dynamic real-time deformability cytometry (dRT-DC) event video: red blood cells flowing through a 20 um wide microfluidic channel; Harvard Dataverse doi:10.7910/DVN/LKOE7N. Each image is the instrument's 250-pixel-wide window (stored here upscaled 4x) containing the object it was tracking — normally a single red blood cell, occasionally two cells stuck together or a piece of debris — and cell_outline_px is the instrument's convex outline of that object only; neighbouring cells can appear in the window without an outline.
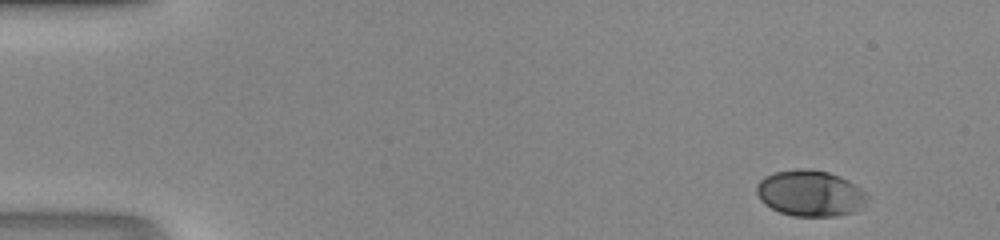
{"species": "human", "species_latin": "Homo sapiens", "temperature_condition": "room temperature", "stored_images_in_passage": 45, "camera_frame_rate_fps": 3000, "um_per_image_px": 0.085, "donor": {"sex": "male"}, "frame": {"image": 1, "passage_image": 1, "time_ms": 0.0, "image_size_px": [1000, 240], "cell_outline_px": [[868, 196], [864, 204], [856, 212], [836, 216], [792, 216], [780, 212], [764, 204], [760, 200], [756, 192], [756, 184], [764, 176], [776, 172], [796, 168], [808, 168], [828, 172], [840, 176], [848, 180], [860, 188]], "centroid_in_image_um": [68.85, 16.42], "position_along_channel_um": 16.2, "area_um2": 29.88}}
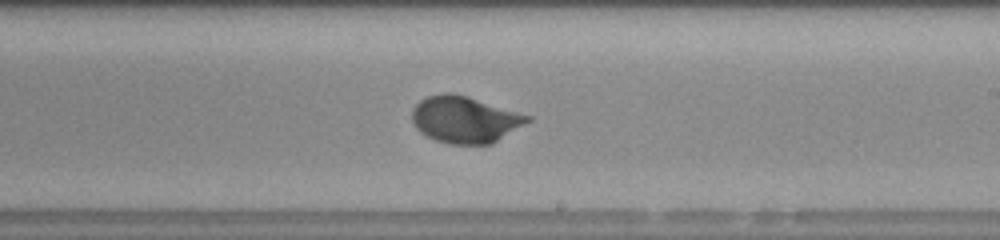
{"frame": {"image": 2, "passage_image": 26, "time_ms": 8.333, "image_size_px": [1000, 240], "cell_outline_px": [[532, 120], [492, 144], [448, 144], [436, 140], [420, 132], [412, 124], [412, 108], [420, 100], [428, 96], [444, 92], [452, 92], [532, 116]], "centroid_in_image_um": [39.5, 10.16], "position_along_channel_um": 249.5, "area_um2": 31.39}}
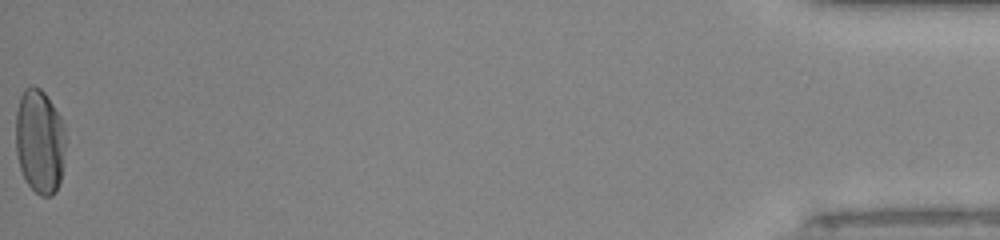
{"frame": {"image": 3, "passage_image": 45, "time_ms": 14.667, "image_size_px": [1000, 240], "cell_outline_px": [[68, 140], [60, 180], [56, 192], [52, 196], [40, 196], [28, 184], [20, 168], [16, 152], [16, 112], [20, 96], [24, 88], [32, 84], [40, 88], [44, 92], [60, 116], [64, 124]], "centroid_in_image_um": [3.4, 12.0], "position_along_channel_um": 431.8, "area_um2": 30.98}}